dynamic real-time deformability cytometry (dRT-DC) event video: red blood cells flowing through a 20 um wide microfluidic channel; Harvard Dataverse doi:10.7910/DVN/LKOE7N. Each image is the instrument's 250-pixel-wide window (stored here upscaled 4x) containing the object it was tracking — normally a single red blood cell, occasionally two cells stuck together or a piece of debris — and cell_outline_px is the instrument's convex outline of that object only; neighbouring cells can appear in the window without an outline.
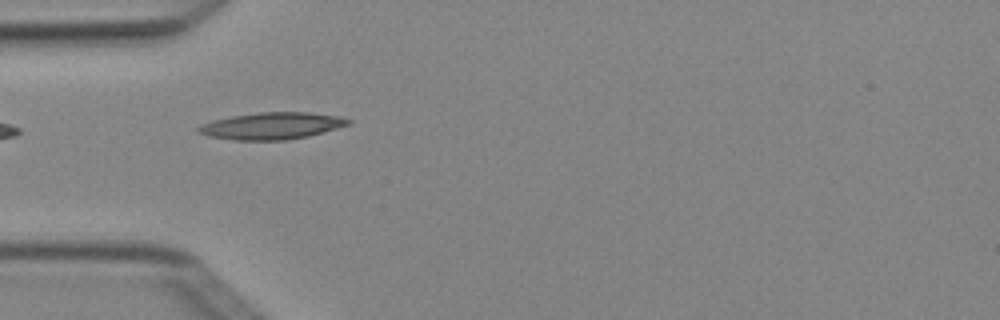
{"species": "Egyptian fruit bat (a non-hibernating species)", "species_latin": "Rousettus aegyptiacus", "temperature_condition": "cold", "stored_images_in_passage": 5, "camera_frame_rate_fps": 3000, "um_per_image_px": 0.085, "animal": {"sex": "female"}, "frame": {"image": 1, "passage_image": 5, "time_ms": 1.333, "image_size_px": [1000, 320], "cell_outline_px": [[352, 124], [308, 136], [288, 140], [236, 140], [208, 136], [196, 132], [196, 128], [200, 124], [212, 120], [232, 116], [260, 112], [312, 112], [340, 116], [352, 120]], "centroid_in_image_um": [23.11, 10.69], "position_along_channel_um": 61.9, "area_um2": 23.7}}